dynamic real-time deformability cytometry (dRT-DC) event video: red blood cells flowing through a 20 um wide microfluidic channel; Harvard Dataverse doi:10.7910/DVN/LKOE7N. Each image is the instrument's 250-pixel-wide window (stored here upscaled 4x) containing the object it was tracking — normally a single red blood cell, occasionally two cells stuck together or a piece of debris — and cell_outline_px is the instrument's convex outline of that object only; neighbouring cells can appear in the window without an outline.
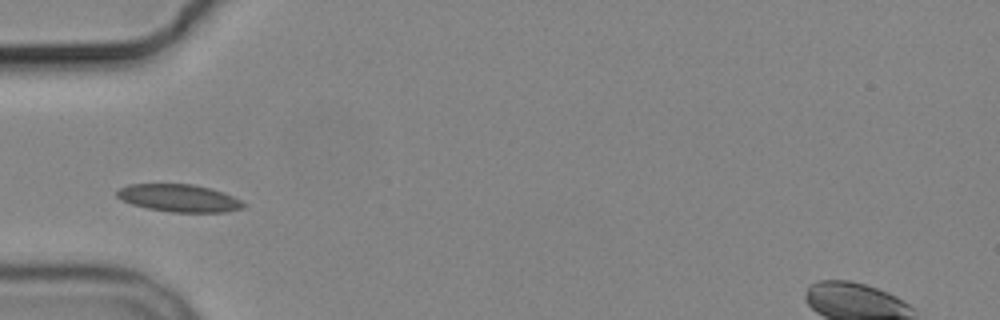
{"species": "common noctule bat (a hibernating species)", "species_latin": "Nyctalus noctula", "temperature_condition": "cold", "stored_images_in_passage": 3, "camera_frame_rate_fps": 3000, "um_per_image_px": 0.085, "animal": {"sex": "male", "body_mass_g": 19.2, "forearm_length_mm": 51.8}, "frame": {"image": 1, "passage_image": 1, "time_ms": 0.0, "image_size_px": [1000, 320], "cell_outline_px": [[244, 208], [228, 212], [172, 212], [148, 208], [132, 204], [116, 196], [116, 192], [120, 188], [128, 184], [192, 184], [208, 188], [232, 196], [240, 200], [244, 204]], "centroid_in_image_um": [15.21, 16.84], "position_along_channel_um": 69.8, "area_um2": 20.0}}
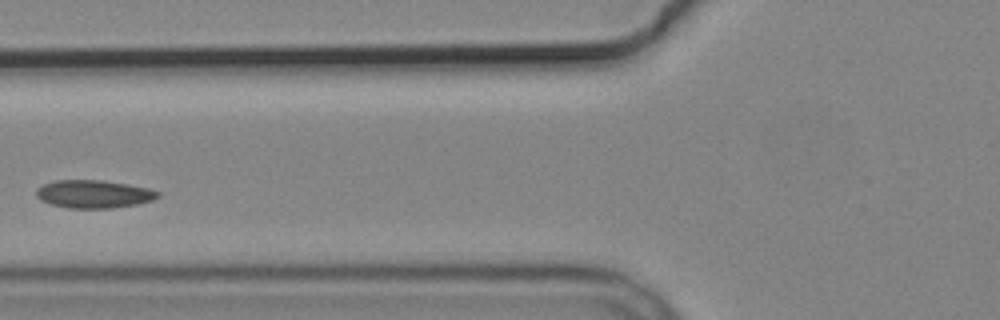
{"frame": {"image": 2, "passage_image": 2, "time_ms": 1.333, "image_size_px": [1000, 320], "cell_outline_px": [[160, 196], [152, 200], [136, 204], [112, 208], [68, 208], [52, 204], [40, 200], [36, 196], [36, 188], [44, 184], [56, 180], [104, 180], [128, 184], [148, 188], [160, 192]], "centroid_in_image_um": [7.96, 16.49], "position_along_channel_um": 117.8, "area_um2": 19.83}}
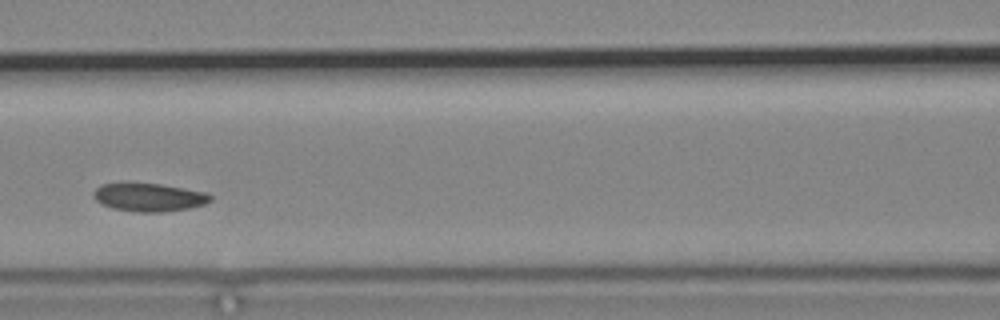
{"frame": {"image": 3, "passage_image": 3, "time_ms": 2.333, "image_size_px": [1000, 320], "cell_outline_px": [[212, 200], [204, 204], [188, 208], [160, 212], [136, 212], [112, 208], [100, 204], [92, 196], [92, 192], [100, 184], [160, 184], [208, 192], [212, 196]], "centroid_in_image_um": [12.66, 16.78], "position_along_channel_um": 153.9, "area_um2": 19.13}}